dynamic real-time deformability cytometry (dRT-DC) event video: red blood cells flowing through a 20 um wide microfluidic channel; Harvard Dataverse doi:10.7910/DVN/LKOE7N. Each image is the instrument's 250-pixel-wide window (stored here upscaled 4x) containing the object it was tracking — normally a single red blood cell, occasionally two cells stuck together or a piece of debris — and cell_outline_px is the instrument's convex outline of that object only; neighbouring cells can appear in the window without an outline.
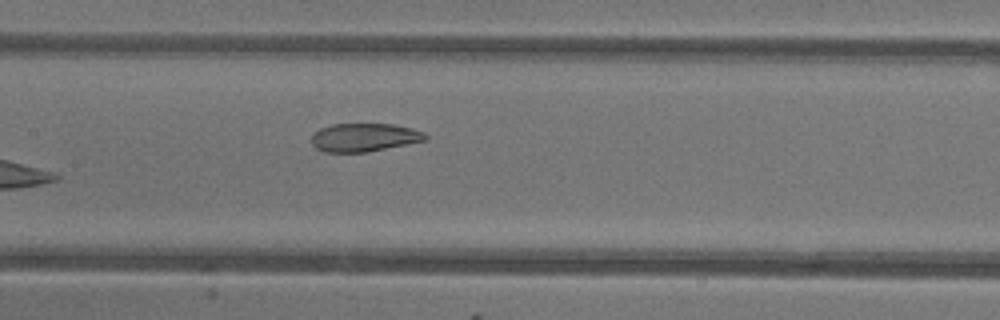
{"species": "common noctule bat (a hibernating species)", "species_latin": "Nyctalus noctula", "temperature_condition": "warm", "stored_images_in_passage": 7, "camera_frame_rate_fps": 3000, "um_per_image_px": 0.085, "animal": {"sex": "female"}, "frame": {"image": 1, "passage_image": 7, "time_ms": 8.0, "image_size_px": [1000, 320], "cell_outline_px": [[428, 140], [368, 152], [324, 152], [316, 148], [312, 144], [312, 132], [320, 128], [332, 124], [392, 124], [412, 128], [424, 132], [428, 136]], "centroid_in_image_um": [30.97, 11.68], "position_along_channel_um": 176.4, "area_um2": 18.96}}